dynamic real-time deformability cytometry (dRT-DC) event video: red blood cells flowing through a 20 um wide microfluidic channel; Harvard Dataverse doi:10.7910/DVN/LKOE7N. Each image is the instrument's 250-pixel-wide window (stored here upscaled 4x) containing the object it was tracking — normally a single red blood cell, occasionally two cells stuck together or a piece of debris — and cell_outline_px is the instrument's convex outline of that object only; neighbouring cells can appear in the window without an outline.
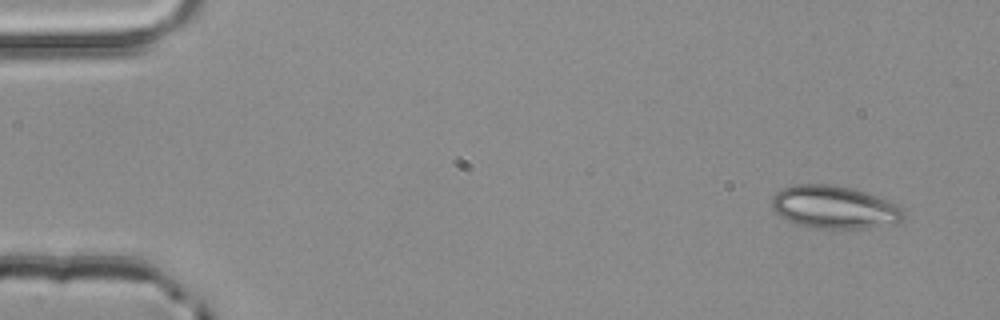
{"species": "common noctule bat (a hibernating species)", "species_latin": "Nyctalus noctula", "temperature_condition": "room temperature", "stored_images_in_passage": 4, "camera_frame_rate_fps": 3000, "um_per_image_px": 0.085, "animal": {"sex": "male", "body_mass_g": 20.4}, "frame": {"image": 1, "passage_image": 1, "time_ms": 0.0, "image_size_px": [1000, 320], "cell_outline_px": [[904, 216], [896, 224], [864, 228], [812, 228], [796, 224], [780, 216], [772, 208], [772, 196], [776, 192], [792, 184], [832, 184], [852, 188], [900, 204], [904, 208]], "centroid_in_image_um": [70.93, 17.61], "position_along_channel_um": 14.1, "area_um2": 33.12}}